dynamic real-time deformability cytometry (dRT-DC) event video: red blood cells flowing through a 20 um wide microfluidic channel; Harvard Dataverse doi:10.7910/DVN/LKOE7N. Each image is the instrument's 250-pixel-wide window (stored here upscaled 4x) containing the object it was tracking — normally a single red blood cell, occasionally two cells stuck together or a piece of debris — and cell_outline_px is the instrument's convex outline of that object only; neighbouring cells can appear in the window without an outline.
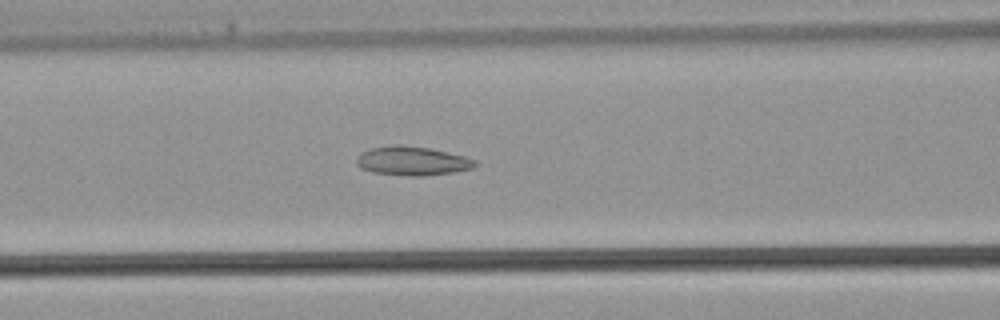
{"species": "common noctule bat (a hibernating species)", "species_latin": "Nyctalus noctula", "temperature_condition": "warm", "stored_images_in_passage": 41, "camera_frame_rate_fps": 3000, "um_per_image_px": 0.085, "animal": {"sex": "male", "body_mass_g": 21.5, "forearm_length_mm": 52.0}, "frame": {"image": 1, "passage_image": 16, "time_ms": 5.0, "image_size_px": [1000, 320], "cell_outline_px": [[480, 164], [472, 168], [452, 172], [420, 176], [408, 176], [372, 172], [360, 168], [356, 164], [356, 160], [360, 152], [368, 148], [396, 144], [432, 148], [464, 156], [476, 160]], "centroid_in_image_um": [35.02, 13.67], "position_along_channel_um": 131.6, "area_um2": 20.23}}
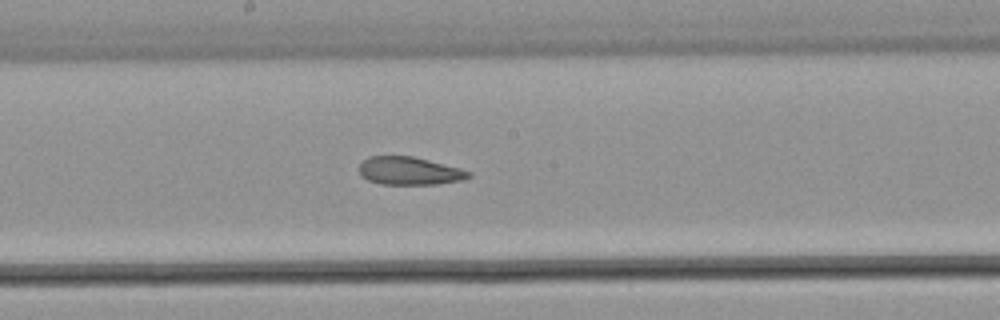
{"frame": {"image": 2, "passage_image": 21, "time_ms": 6.667, "image_size_px": [1000, 320], "cell_outline_px": [[472, 176], [464, 180], [436, 184], [380, 184], [368, 180], [360, 176], [360, 164], [368, 156], [412, 156], [460, 168], [472, 172]], "centroid_in_image_um": [34.81, 14.53], "position_along_channel_um": 213.4, "area_um2": 17.86}}
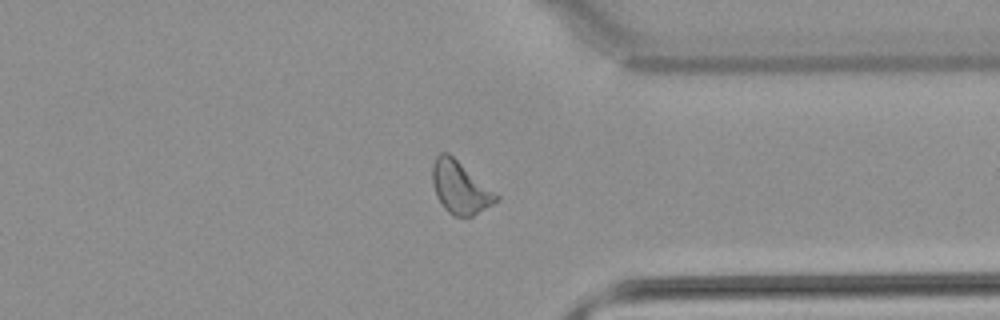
{"frame": {"image": 3, "passage_image": 31, "time_ms": 10.0, "image_size_px": [1000, 320], "cell_outline_px": [[500, 196], [492, 204], [472, 216], [452, 216], [444, 208], [436, 196], [432, 180], [432, 164], [436, 156], [440, 152], [448, 152]], "centroid_in_image_um": [39.07, 15.92], "position_along_channel_um": 372.3, "area_um2": 19.25}}